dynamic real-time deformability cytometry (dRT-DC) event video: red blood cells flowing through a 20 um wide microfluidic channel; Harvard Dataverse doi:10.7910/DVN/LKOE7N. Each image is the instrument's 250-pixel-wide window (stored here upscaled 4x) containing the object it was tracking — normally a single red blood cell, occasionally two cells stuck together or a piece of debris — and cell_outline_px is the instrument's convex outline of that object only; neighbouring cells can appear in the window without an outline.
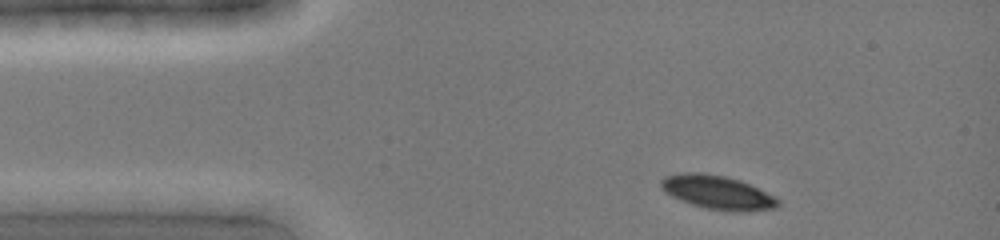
{"species": "common noctule bat (a hibernating species)", "species_latin": "Nyctalus noctula", "temperature_condition": "cold", "stored_images_in_passage": 6, "camera_frame_rate_fps": 3000, "um_per_image_px": 0.085, "animal": {"sex": "female", "body_mass_g": 19.0, "forearm_length_mm": 51.5}, "frame": {"image": 1, "passage_image": 1, "time_ms": 0.0, "image_size_px": [1000, 240], "cell_outline_px": [[780, 204], [776, 208], [748, 212], [732, 212], [708, 208], [692, 204], [680, 200], [664, 192], [660, 188], [660, 180], [664, 176], [684, 172], [700, 172], [724, 176], [740, 180], [776, 196], [780, 200]], "centroid_in_image_um": [61.0, 16.36], "position_along_channel_um": 24.0, "area_um2": 23.29}}